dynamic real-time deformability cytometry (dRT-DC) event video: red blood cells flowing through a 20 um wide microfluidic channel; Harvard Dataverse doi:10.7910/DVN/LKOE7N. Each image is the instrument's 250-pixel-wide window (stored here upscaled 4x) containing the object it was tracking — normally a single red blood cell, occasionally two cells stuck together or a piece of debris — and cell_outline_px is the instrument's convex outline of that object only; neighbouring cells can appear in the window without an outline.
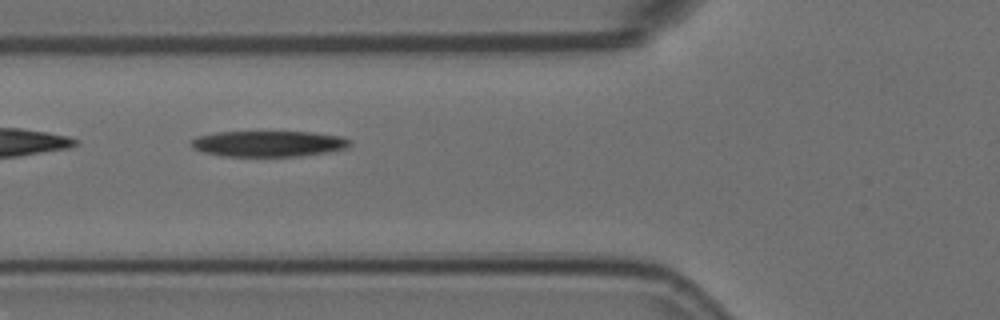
{"species": "Egyptian fruit bat (a non-hibernating species)", "species_latin": "Rousettus aegyptiacus", "temperature_condition": "room temperature", "stored_images_in_passage": 8, "camera_frame_rate_fps": 3000, "um_per_image_px": 0.085, "animal": {"sex": "female"}, "frame": {"image": 1, "passage_image": 3, "time_ms": 0.667, "image_size_px": [1000, 320], "cell_outline_px": [[352, 144], [348, 148], [328, 152], [300, 156], [224, 156], [204, 152], [192, 148], [192, 140], [196, 136], [216, 132], [312, 132], [340, 136], [352, 140]], "centroid_in_image_um": [22.86, 12.21], "position_along_channel_um": 102.9, "area_um2": 23.99}}
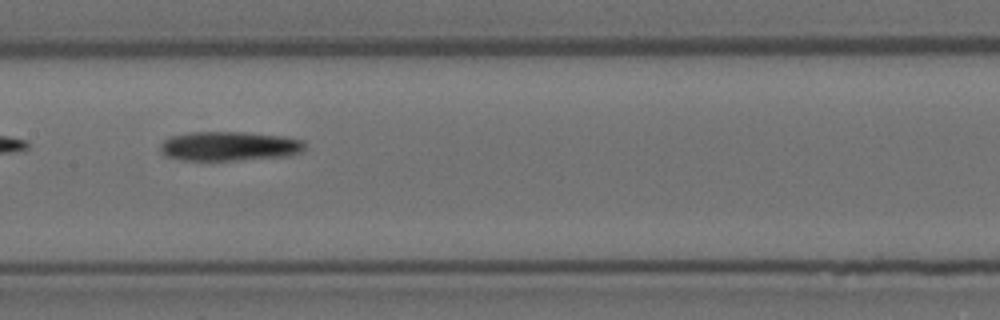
{"frame": {"image": 2, "passage_image": 5, "time_ms": 1.333, "image_size_px": [1000, 320], "cell_outline_px": [[304, 148], [300, 152], [288, 156], [236, 160], [184, 160], [160, 152], [160, 144], [168, 136], [188, 132], [244, 132], [284, 136], [304, 140]], "centroid_in_image_um": [19.49, 12.41], "position_along_channel_um": 187.9, "area_um2": 24.68}}
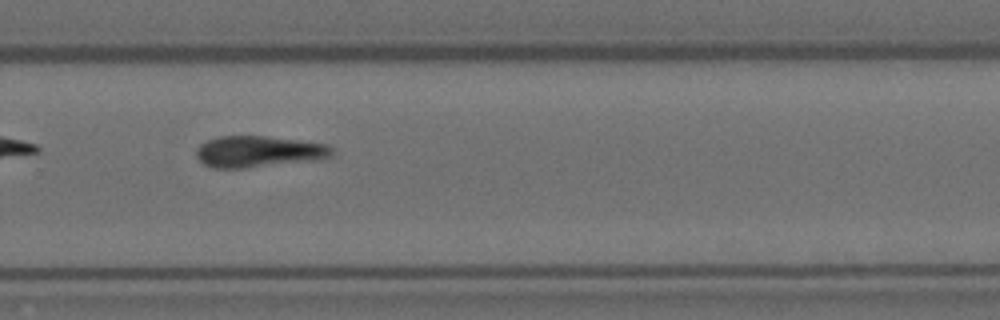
{"frame": {"image": 3, "passage_image": 8, "time_ms": 2.333, "image_size_px": [1000, 320], "cell_outline_px": [[332, 156], [244, 168], [212, 168], [204, 164], [196, 156], [196, 148], [200, 144], [208, 140], [220, 136], [264, 136], [328, 144], [332, 148]], "centroid_in_image_um": [21.88, 12.87], "position_along_channel_um": 307.9, "area_um2": 24.1}}